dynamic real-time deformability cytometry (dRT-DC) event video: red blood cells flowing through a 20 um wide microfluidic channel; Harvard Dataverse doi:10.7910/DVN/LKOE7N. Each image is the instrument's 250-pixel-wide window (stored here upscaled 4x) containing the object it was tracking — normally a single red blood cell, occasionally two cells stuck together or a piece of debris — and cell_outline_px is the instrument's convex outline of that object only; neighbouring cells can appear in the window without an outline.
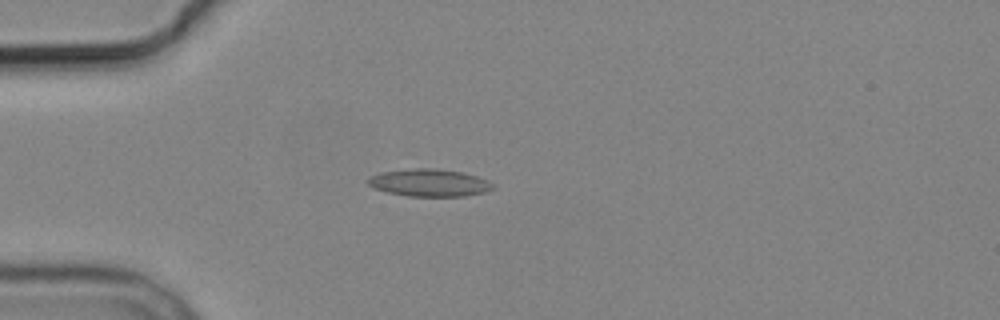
{"species": "common noctule bat (a hibernating species)", "species_latin": "Nyctalus noctula", "temperature_condition": "cold", "stored_images_in_passage": 4, "camera_frame_rate_fps": 3000, "um_per_image_px": 0.085, "animal": {"sex": "male", "body_mass_g": 19.2, "forearm_length_mm": 51.8}, "frame": {"image": 1, "passage_image": 4, "time_ms": 3.333, "image_size_px": [1000, 320], "cell_outline_px": [[496, 188], [484, 192], [464, 196], [408, 196], [388, 192], [372, 188], [368, 184], [368, 180], [372, 176], [380, 172], [412, 168], [436, 168], [460, 172], [476, 176], [488, 180], [496, 184]], "centroid_in_image_um": [36.52, 15.53], "position_along_channel_um": 48.5, "area_um2": 20.0}}